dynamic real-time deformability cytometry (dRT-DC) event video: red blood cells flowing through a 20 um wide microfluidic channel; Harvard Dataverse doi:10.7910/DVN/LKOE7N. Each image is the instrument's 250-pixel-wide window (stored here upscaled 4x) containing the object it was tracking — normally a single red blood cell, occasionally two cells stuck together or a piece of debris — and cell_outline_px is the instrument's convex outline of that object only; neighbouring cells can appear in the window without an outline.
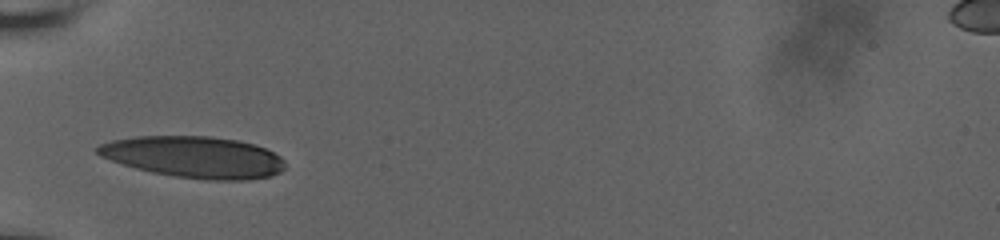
{"species": "human", "species_latin": "Homo sapiens", "temperature_condition": "room temperature", "stored_images_in_passage": 9, "camera_frame_rate_fps": 3000, "um_per_image_px": 0.085, "donor": {"sex": "male"}, "frame": {"image": 1, "passage_image": 1, "time_ms": 0.0, "image_size_px": [1000, 240], "cell_outline_px": [[284, 168], [280, 172], [268, 176], [248, 180], [208, 180], [176, 176], [152, 172], [136, 168], [100, 156], [96, 152], [96, 148], [100, 144], [112, 140], [136, 136], [208, 136], [240, 140], [264, 148], [280, 156], [284, 160]], "centroid_in_image_um": [16.5, 13.34], "position_along_channel_um": 68.5, "area_um2": 45.08}}
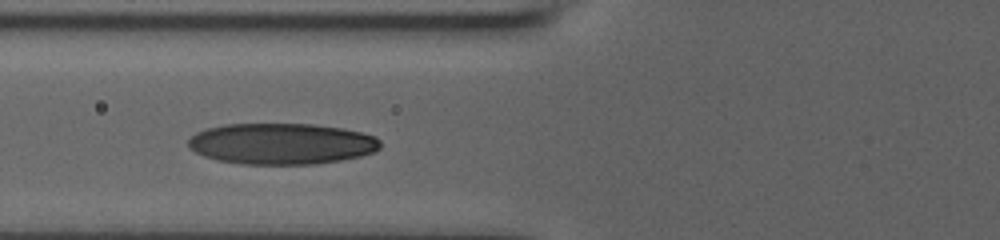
{"frame": {"image": 2, "passage_image": 7, "time_ms": 1.0, "image_size_px": [1000, 240], "cell_outline_px": [[380, 148], [372, 152], [360, 156], [340, 160], [316, 164], [244, 164], [220, 160], [204, 156], [196, 152], [188, 144], [188, 140], [196, 132], [208, 128], [224, 124], [312, 124], [344, 128], [376, 136], [380, 140]], "centroid_in_image_um": [23.96, 12.21], "position_along_channel_um": 101.8, "area_um2": 45.89}}